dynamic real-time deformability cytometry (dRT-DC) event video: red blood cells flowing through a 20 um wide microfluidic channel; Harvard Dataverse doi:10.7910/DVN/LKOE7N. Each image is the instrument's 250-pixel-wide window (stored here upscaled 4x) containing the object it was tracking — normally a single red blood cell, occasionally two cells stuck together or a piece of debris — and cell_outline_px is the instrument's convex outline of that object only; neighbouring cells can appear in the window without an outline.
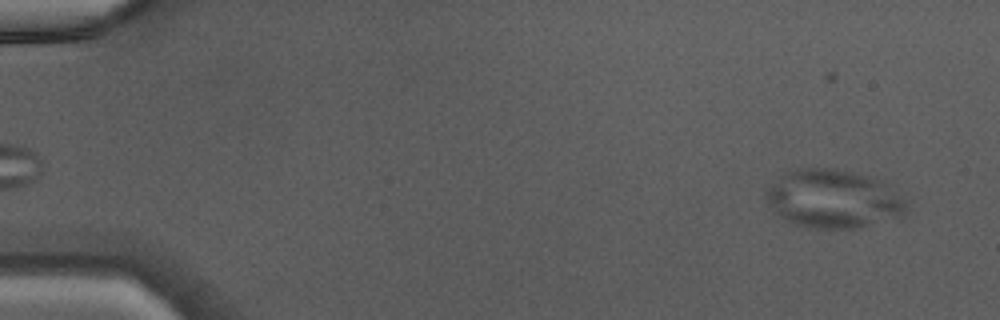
{"species": "Egyptian fruit bat (a non-hibernating species)", "species_latin": "Rousettus aegyptiacus", "temperature_condition": "warm", "stored_images_in_passage": 25, "camera_frame_rate_fps": 3000, "um_per_image_px": 0.085, "animal": {"sex": "male"}, "frame": {"image": 1, "passage_image": 4, "time_ms": 1.0, "image_size_px": [1000, 320], "cell_outline_px": [[904, 216], [860, 228], [808, 228], [784, 220], [776, 212], [764, 196], [764, 188], [784, 172], [796, 168], [836, 168], [880, 180], [904, 200]], "centroid_in_image_um": [70.75, 16.91], "position_along_channel_um": 14.2, "area_um2": 47.69}}